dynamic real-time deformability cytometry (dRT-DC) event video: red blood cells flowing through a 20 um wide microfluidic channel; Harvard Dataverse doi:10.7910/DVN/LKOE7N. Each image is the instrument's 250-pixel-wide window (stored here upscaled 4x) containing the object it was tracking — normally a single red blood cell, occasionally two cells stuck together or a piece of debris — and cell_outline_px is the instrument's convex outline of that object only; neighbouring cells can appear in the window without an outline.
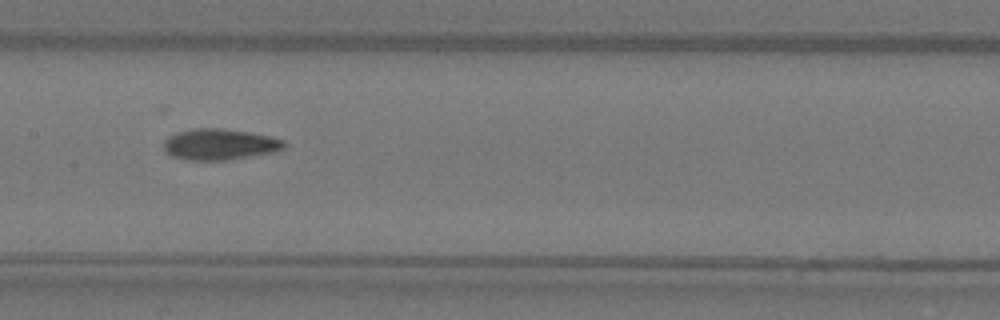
{"species": "Egyptian fruit bat (a non-hibernating species)", "species_latin": "Rousettus aegyptiacus", "temperature_condition": "warm", "stored_images_in_passage": 35, "camera_frame_rate_fps": 3000, "um_per_image_px": 0.085, "animal": {"sex": "female"}, "frame": {"image": 1, "passage_image": 11, "time_ms": 3.333, "image_size_px": [1000, 320], "cell_outline_px": [[288, 144], [284, 148], [276, 152], [228, 160], [188, 160], [172, 156], [164, 148], [164, 140], [168, 136], [176, 132], [196, 128], [220, 128], [248, 132], [268, 136], [284, 140]], "centroid_in_image_um": [18.7, 12.27], "position_along_channel_um": 188.7, "area_um2": 21.85}}